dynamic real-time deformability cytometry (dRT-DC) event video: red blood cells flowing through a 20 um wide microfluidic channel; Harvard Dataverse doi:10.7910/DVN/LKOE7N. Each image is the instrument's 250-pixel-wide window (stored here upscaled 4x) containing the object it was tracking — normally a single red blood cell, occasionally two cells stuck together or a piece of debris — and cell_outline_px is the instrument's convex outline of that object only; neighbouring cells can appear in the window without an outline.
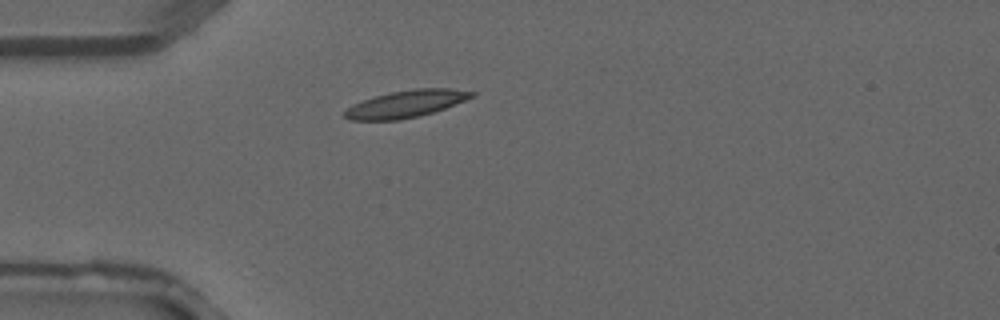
{"species": "common noctule bat (a hibernating species)", "species_latin": "Nyctalus noctula", "temperature_condition": "warm", "stored_images_in_passage": 2, "camera_frame_rate_fps": 3000, "um_per_image_px": 0.085, "animal": {"sex": "male", "forearm_length_mm": 52.5}, "frame": {"image": 1, "passage_image": 2, "time_ms": 0.333, "image_size_px": [1000, 320], "cell_outline_px": [[476, 96], [444, 108], [420, 116], [400, 120], [352, 120], [344, 116], [344, 112], [352, 104], [388, 92], [416, 88], [448, 88], [476, 92]], "centroid_in_image_um": [34.53, 8.82], "position_along_channel_um": 50.5, "area_um2": 20.0}}